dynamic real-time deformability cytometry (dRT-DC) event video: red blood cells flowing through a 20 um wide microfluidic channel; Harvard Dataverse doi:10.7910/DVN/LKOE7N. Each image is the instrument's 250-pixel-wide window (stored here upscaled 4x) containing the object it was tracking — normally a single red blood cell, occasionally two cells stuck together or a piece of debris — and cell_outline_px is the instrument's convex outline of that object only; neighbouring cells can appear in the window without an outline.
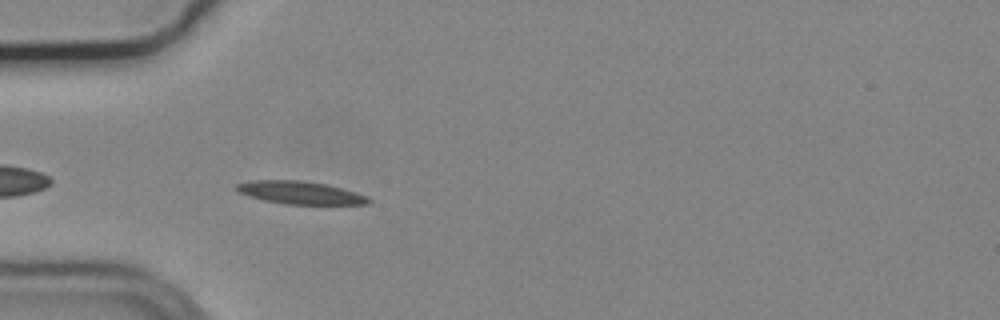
{"species": "common noctule bat (a hibernating species)", "species_latin": "Nyctalus noctula", "temperature_condition": "cold", "stored_images_in_passage": 42, "camera_frame_rate_fps": 3000, "um_per_image_px": 0.085, "animal": {"sex": "male", "body_mass_g": 19.2, "forearm_length_mm": 51.8}, "frame": {"image": 1, "passage_image": 4, "time_ms": 1.0, "image_size_px": [1000, 320], "cell_outline_px": [[372, 200], [368, 204], [284, 204], [264, 200], [240, 192], [232, 188], [236, 184], [252, 180], [300, 180], [328, 184], [356, 192], [368, 196]], "centroid_in_image_um": [25.54, 16.37], "position_along_channel_um": 59.5, "area_um2": 17.57}}
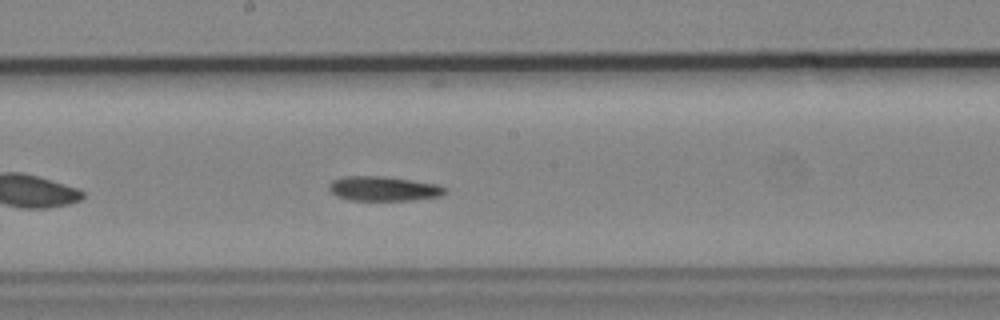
{"frame": {"image": 2, "passage_image": 17, "time_ms": 5.333, "image_size_px": [1000, 320], "cell_outline_px": [[448, 188], [440, 196], [412, 200], [348, 200], [336, 196], [328, 188], [328, 184], [332, 180], [344, 176], [384, 176], [436, 184]], "centroid_in_image_um": [32.55, 16.03], "position_along_channel_um": 215.6, "area_um2": 16.59}}
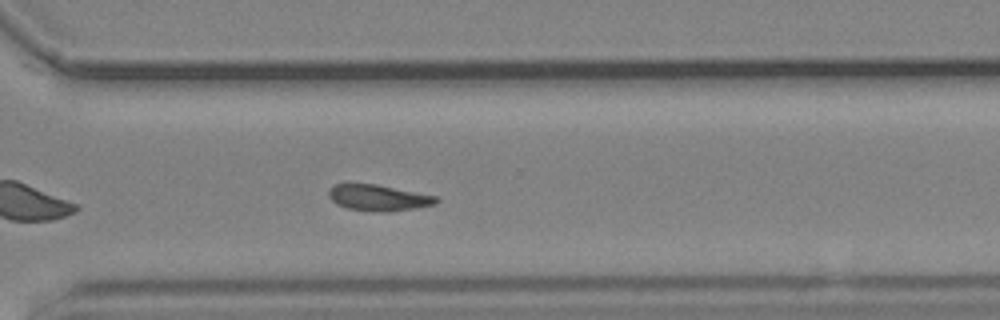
{"frame": {"image": 3, "passage_image": 27, "time_ms": 8.667, "image_size_px": [1000, 320], "cell_outline_px": [[440, 200], [436, 204], [416, 208], [380, 212], [372, 212], [348, 208], [336, 204], [328, 196], [328, 188], [332, 184], [376, 184], [436, 196]], "centroid_in_image_um": [32.14, 16.81], "position_along_channel_um": 338.5, "area_um2": 16.36}}